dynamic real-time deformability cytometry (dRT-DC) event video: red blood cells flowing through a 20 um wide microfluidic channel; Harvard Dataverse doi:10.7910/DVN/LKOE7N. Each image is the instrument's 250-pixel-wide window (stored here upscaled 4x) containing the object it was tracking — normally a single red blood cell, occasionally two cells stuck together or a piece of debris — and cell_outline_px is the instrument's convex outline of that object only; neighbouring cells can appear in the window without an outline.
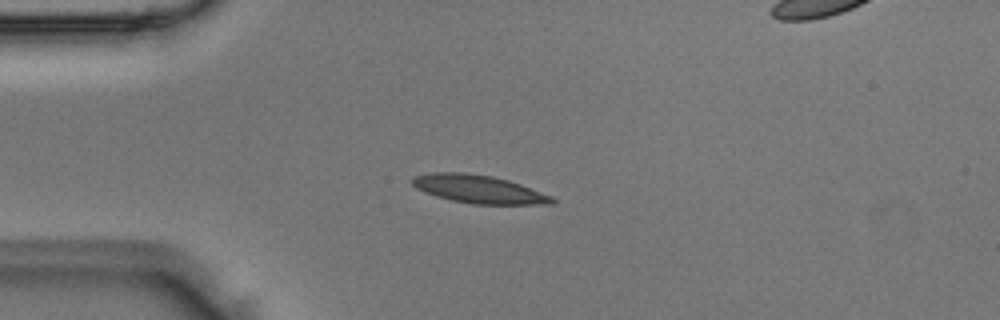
{"species": "Egyptian fruit bat (a non-hibernating species)", "species_latin": "Rousettus aegyptiacus", "temperature_condition": "room temperature", "stored_images_in_passage": 6, "camera_frame_rate_fps": 3000, "um_per_image_px": 0.085, "animal": {"sex": "male"}, "frame": {"image": 1, "passage_image": 2, "time_ms": 0.333, "image_size_px": [1000, 320], "cell_outline_px": [[556, 200], [552, 204], [472, 204], [452, 200], [436, 196], [424, 192], [416, 188], [408, 180], [412, 176], [432, 172], [464, 172], [492, 176], [508, 180], [520, 184], [552, 196]], "centroid_in_image_um": [40.64, 16.07], "position_along_channel_um": 44.4, "area_um2": 23.0}}
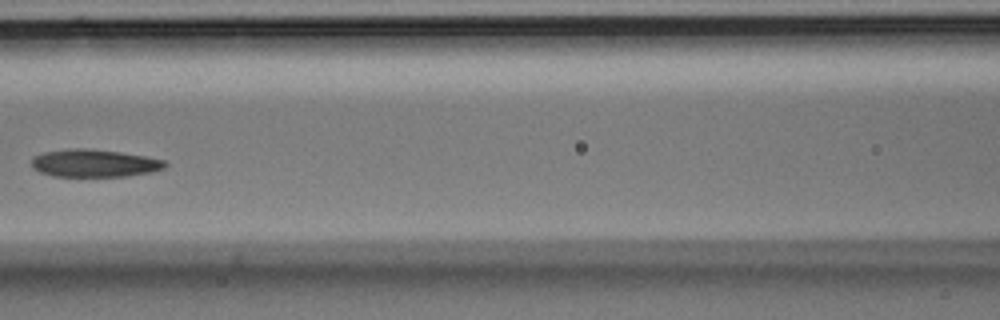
{"frame": {"image": 2, "passage_image": 5, "time_ms": 1.333, "image_size_px": [1000, 320], "cell_outline_px": [[168, 164], [164, 168], [152, 172], [128, 176], [52, 176], [40, 172], [32, 168], [32, 156], [44, 152], [68, 148], [88, 148], [120, 152], [144, 156], [164, 160]], "centroid_in_image_um": [8.0, 13.87], "position_along_channel_um": 158.6, "area_um2": 21.62}}
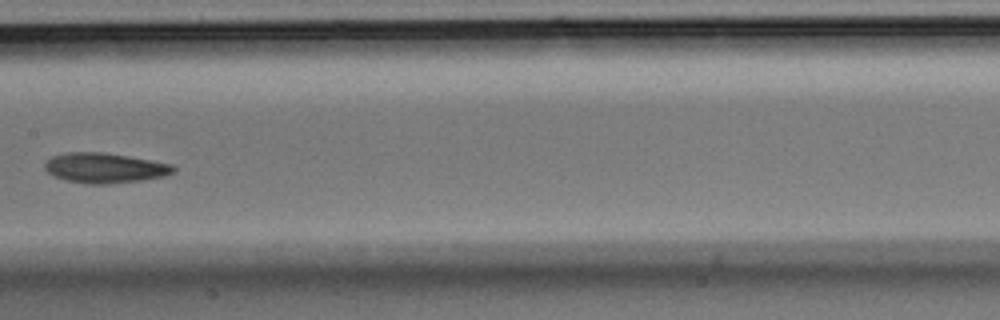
{"frame": {"image": 3, "passage_image": 6, "time_ms": 1.667, "image_size_px": [1000, 320], "cell_outline_px": [[176, 168], [172, 172], [164, 176], [144, 180], [108, 184], [88, 184], [68, 180], [56, 176], [48, 172], [44, 168], [44, 164], [52, 156], [68, 152], [104, 152], [152, 160], [172, 164]], "centroid_in_image_um": [8.93, 14.27], "position_along_channel_um": 198.5, "area_um2": 22.43}}